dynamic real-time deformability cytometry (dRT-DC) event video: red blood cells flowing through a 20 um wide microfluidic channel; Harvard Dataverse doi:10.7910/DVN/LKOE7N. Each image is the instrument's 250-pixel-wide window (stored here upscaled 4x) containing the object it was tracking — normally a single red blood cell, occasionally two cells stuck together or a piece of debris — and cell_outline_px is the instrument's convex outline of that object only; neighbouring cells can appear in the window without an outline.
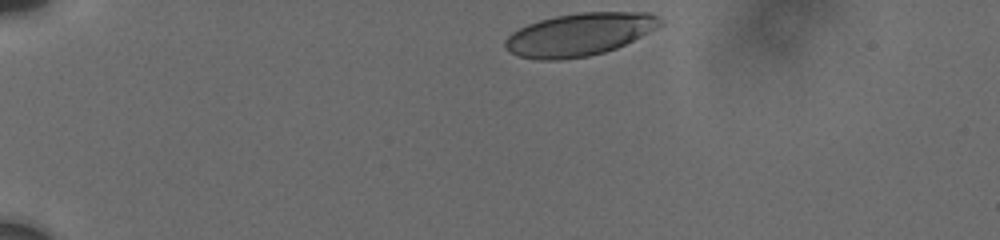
{"species": "human", "species_latin": "Homo sapiens", "temperature_condition": "cold", "stored_images_in_passage": 4, "camera_frame_rate_fps": 3000, "um_per_image_px": 0.085, "donor": {"sex": "male"}, "frame": {"image": 1, "passage_image": 1, "time_ms": 0.0, "image_size_px": [1000, 240], "cell_outline_px": [[664, 24], [616, 48], [604, 52], [588, 56], [560, 60], [536, 60], [516, 56], [504, 48], [504, 40], [512, 32], [528, 24], [540, 20], [556, 16], [580, 12], [648, 12], [660, 16], [664, 20]], "centroid_in_image_um": [49.24, 2.93], "position_along_channel_um": 35.8, "area_um2": 38.73}}
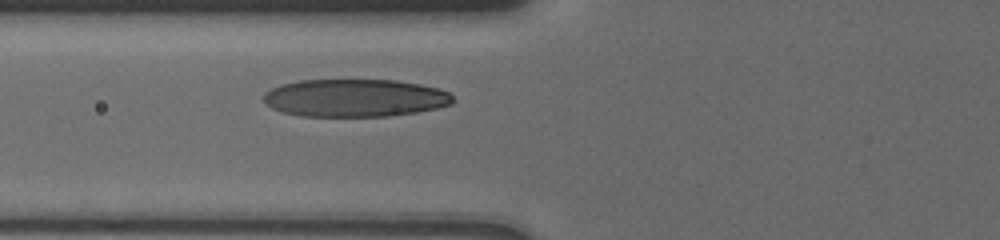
{"frame": {"image": 2, "passage_image": 4, "time_ms": 3.667, "image_size_px": [1000, 240], "cell_outline_px": [[452, 104], [436, 108], [416, 112], [388, 116], [300, 116], [280, 112], [272, 108], [264, 100], [264, 92], [280, 84], [300, 80], [396, 80], [420, 84], [436, 88], [448, 92], [452, 96]], "centroid_in_image_um": [30.13, 8.32], "position_along_channel_um": 95.7, "area_um2": 41.62}}